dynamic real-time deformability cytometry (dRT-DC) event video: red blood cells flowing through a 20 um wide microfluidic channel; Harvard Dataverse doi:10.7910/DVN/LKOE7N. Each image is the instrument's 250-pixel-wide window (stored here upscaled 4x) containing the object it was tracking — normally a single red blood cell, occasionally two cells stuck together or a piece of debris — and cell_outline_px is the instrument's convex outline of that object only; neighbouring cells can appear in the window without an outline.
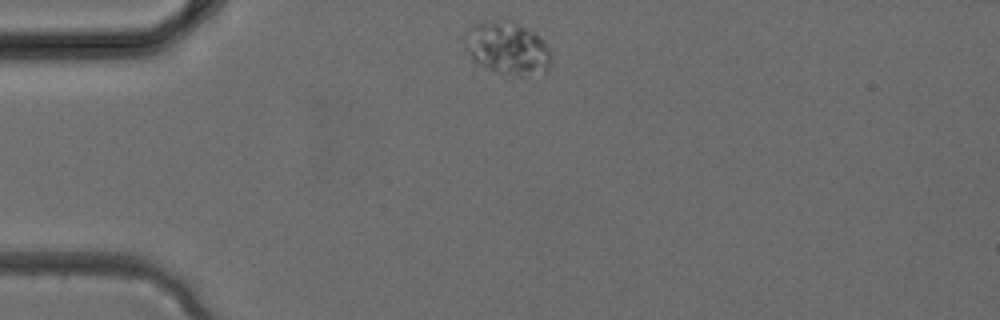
{"species": "common noctule bat (a hibernating species)", "species_latin": "Nyctalus noctula", "temperature_condition": "cold", "stored_images_in_passage": 2, "camera_frame_rate_fps": 3000, "um_per_image_px": 0.085, "animal": {"sex": "female", "body_mass_g": 24.6, "forearm_length_mm": 56.2}, "frame": {"image": 1, "passage_image": 1, "time_ms": 0.0, "image_size_px": [1000, 320], "cell_outline_px": [[552, 60], [548, 72], [544, 76], [500, 76], [476, 64], [472, 60], [460, 36], [468, 28], [480, 20], [512, 20], [536, 32], [544, 40], [552, 52]], "centroid_in_image_um": [43.14, 4.13], "position_along_channel_um": 41.9, "area_um2": 28.5}}